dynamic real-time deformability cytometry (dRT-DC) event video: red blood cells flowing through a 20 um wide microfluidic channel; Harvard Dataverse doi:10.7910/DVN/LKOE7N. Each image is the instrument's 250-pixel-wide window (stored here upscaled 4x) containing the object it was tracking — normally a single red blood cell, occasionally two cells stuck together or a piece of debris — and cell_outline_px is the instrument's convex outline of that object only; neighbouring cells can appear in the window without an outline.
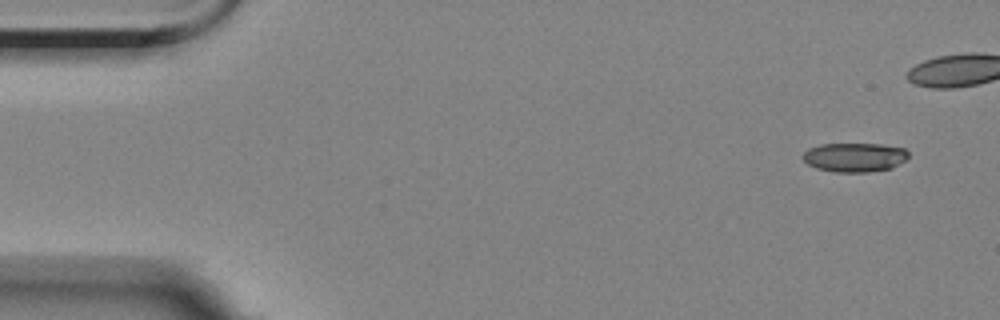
{"species": "Egyptian fruit bat (a non-hibernating species)", "species_latin": "Rousettus aegyptiacus", "temperature_condition": "room temperature", "stored_images_in_passage": 7, "camera_frame_rate_fps": 3000, "um_per_image_px": 0.085, "animal": {"sex": "female"}, "frame": {"image": 1, "passage_image": 1, "time_ms": 0.0, "image_size_px": [1000, 320], "cell_outline_px": [[908, 156], [904, 160], [892, 168], [868, 172], [836, 172], [816, 168], [808, 164], [804, 160], [804, 152], [808, 148], [820, 144], [880, 144], [904, 148], [908, 152]], "centroid_in_image_um": [72.63, 13.37], "position_along_channel_um": 12.4, "area_um2": 17.8}}